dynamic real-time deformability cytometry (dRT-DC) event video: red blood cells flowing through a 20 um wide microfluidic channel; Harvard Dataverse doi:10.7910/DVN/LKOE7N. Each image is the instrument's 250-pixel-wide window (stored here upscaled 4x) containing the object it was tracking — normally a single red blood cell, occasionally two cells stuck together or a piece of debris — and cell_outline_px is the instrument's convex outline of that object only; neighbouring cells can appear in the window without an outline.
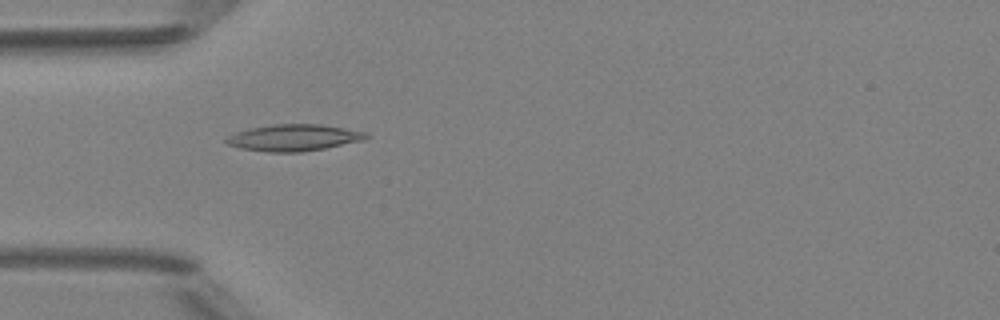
{"species": "Egyptian fruit bat (a non-hibernating species)", "species_latin": "Rousettus aegyptiacus", "temperature_condition": "room temperature", "stored_images_in_passage": 6, "camera_frame_rate_fps": 3000, "um_per_image_px": 0.085, "animal": {"sex": "female"}, "frame": {"image": 1, "passage_image": 5, "time_ms": 4.667, "image_size_px": [1000, 320], "cell_outline_px": [[368, 136], [364, 140], [324, 148], [300, 152], [268, 152], [240, 148], [228, 144], [224, 140], [228, 136], [236, 132], [248, 128], [272, 124], [320, 124], [368, 132]], "centroid_in_image_um": [24.96, 11.69], "position_along_channel_um": 60.0, "area_um2": 21.62}}
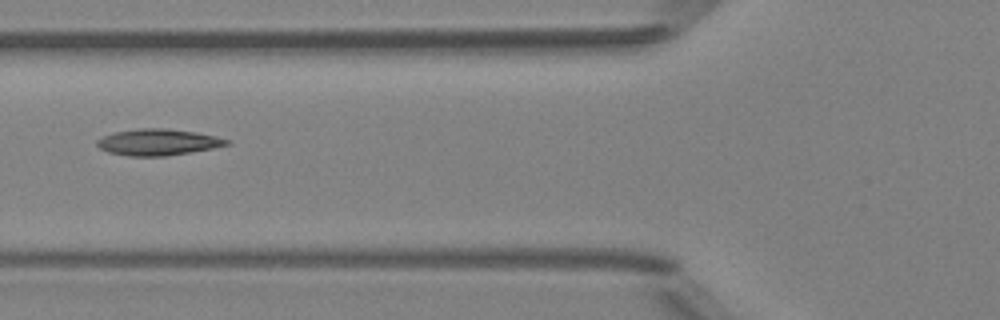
{"frame": {"image": 2, "passage_image": 6, "time_ms": 6.0, "image_size_px": [1000, 320], "cell_outline_px": [[232, 140], [228, 144], [212, 148], [168, 156], [128, 156], [108, 152], [100, 148], [96, 144], [96, 140], [104, 136], [116, 132], [140, 128], [164, 128], [196, 132], [216, 136]], "centroid_in_image_um": [13.43, 12.08], "position_along_channel_um": 112.4, "area_um2": 19.83}}